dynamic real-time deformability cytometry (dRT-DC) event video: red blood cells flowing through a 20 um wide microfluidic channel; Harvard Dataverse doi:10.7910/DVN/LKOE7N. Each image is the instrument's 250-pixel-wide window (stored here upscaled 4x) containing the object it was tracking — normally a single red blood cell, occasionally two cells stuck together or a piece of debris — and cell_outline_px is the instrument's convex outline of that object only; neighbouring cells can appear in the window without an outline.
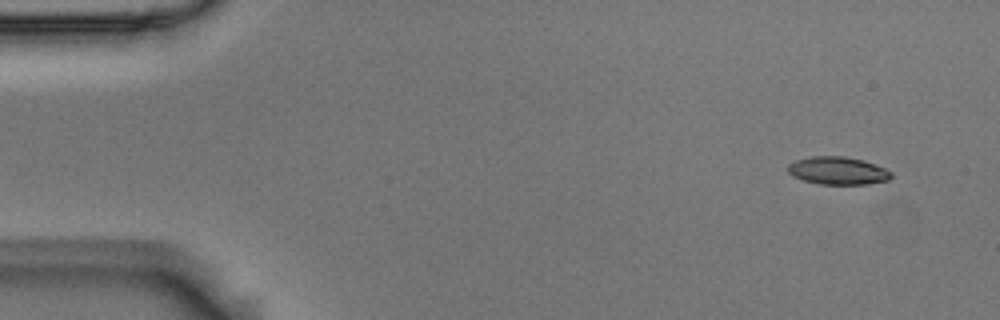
{"species": "Egyptian fruit bat (a non-hibernating species)", "species_latin": "Rousettus aegyptiacus", "temperature_condition": "room temperature", "stored_images_in_passage": 4, "camera_frame_rate_fps": 3000, "um_per_image_px": 0.085, "animal": {"sex": "male"}, "frame": {"image": 1, "passage_image": 1, "time_ms": 0.0, "image_size_px": [1000, 320], "cell_outline_px": [[892, 176], [888, 180], [868, 184], [820, 184], [804, 180], [792, 176], [788, 172], [788, 164], [796, 160], [812, 156], [844, 156], [864, 160], [876, 164], [892, 172]], "centroid_in_image_um": [71.23, 14.5], "position_along_channel_um": 13.8, "area_um2": 16.76}}